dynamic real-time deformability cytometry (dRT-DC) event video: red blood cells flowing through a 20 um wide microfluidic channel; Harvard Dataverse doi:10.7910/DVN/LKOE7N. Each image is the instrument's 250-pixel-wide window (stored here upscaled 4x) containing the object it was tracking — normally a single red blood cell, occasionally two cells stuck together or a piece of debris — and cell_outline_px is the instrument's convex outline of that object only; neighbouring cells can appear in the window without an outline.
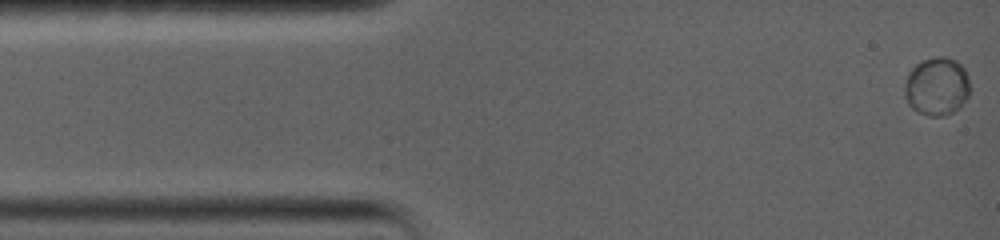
{"species": "common noctule bat (a hibernating species)", "species_latin": "Nyctalus noctula", "temperature_condition": "warm", "stored_images_in_passage": 31, "camera_frame_rate_fps": 5000, "um_per_image_px": 0.085, "animal": {"sex": "female", "body_mass_g": 19.0, "forearm_length_mm": 56.7}, "frame": {"image": 1, "passage_image": 1, "time_ms": 0.0, "image_size_px": [1000, 240], "cell_outline_px": [[968, 96], [960, 108], [944, 116], [928, 116], [916, 112], [908, 104], [904, 92], [904, 84], [908, 72], [916, 64], [924, 60], [936, 56], [944, 56], [956, 60], [964, 68], [968, 80]], "centroid_in_image_um": [79.6, 7.35], "position_along_channel_um": 5.4, "area_um2": 22.31}}
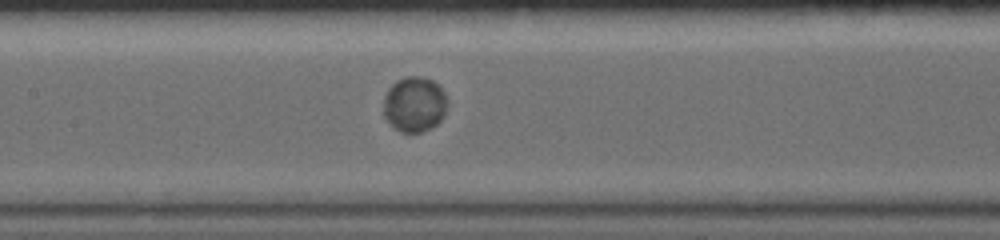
{"frame": {"image": 2, "passage_image": 13, "time_ms": 6.8, "image_size_px": [1000, 240], "cell_outline_px": [[448, 104], [444, 116], [436, 124], [424, 132], [400, 132], [384, 116], [384, 96], [388, 88], [396, 80], [404, 76], [420, 76], [432, 80], [444, 92]], "centroid_in_image_um": [35.23, 8.85], "position_along_channel_um": 172.2, "area_um2": 20.58}}
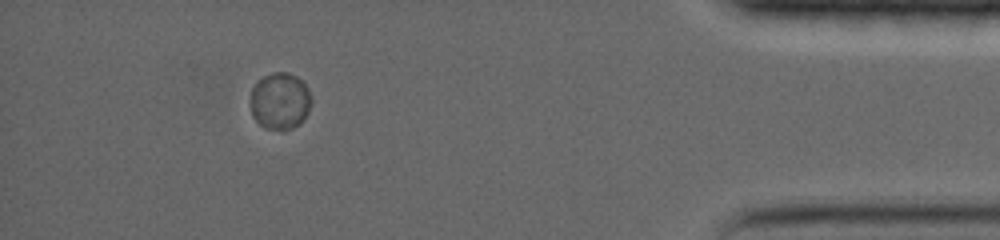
{"frame": {"image": 3, "passage_image": 27, "time_ms": 14.8, "image_size_px": [1000, 240], "cell_outline_px": [[312, 100], [308, 112], [304, 120], [300, 124], [292, 128], [280, 132], [264, 128], [252, 116], [252, 88], [256, 80], [272, 72], [288, 72], [296, 76], [308, 88]], "centroid_in_image_um": [23.81, 8.61], "position_along_channel_um": 411.4, "area_um2": 20.46}}